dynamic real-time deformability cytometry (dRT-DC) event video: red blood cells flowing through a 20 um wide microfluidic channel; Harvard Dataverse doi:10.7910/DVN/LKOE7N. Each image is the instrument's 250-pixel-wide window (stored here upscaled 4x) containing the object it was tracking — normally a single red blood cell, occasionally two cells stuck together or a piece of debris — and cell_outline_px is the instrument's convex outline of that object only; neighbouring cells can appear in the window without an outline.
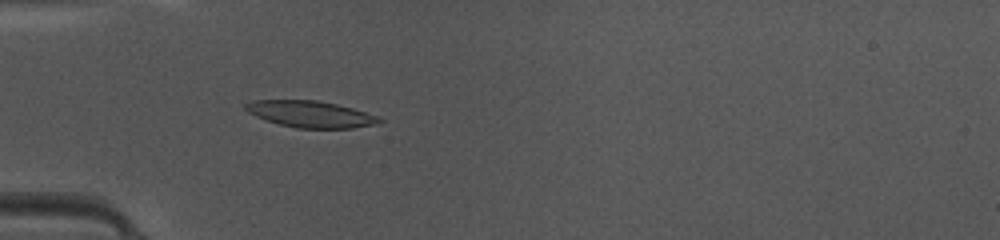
{"species": "common noctule bat (a hibernating species)", "species_latin": "Nyctalus noctula", "temperature_condition": "warm", "stored_images_in_passage": 3, "camera_frame_rate_fps": 3000, "um_per_image_px": 0.085, "animal": {"sex": "female", "body_mass_g": 10.0, "forearm_length_mm": 53.1}, "frame": {"image": 1, "passage_image": 3, "time_ms": 0.667, "image_size_px": [1000, 240], "cell_outline_px": [[384, 120], [380, 124], [352, 128], [296, 128], [264, 120], [248, 112], [244, 108], [244, 104], [252, 100], [316, 100], [336, 104], [352, 108], [380, 116]], "centroid_in_image_um": [26.43, 9.7], "position_along_channel_um": 58.6, "area_um2": 20.87}}